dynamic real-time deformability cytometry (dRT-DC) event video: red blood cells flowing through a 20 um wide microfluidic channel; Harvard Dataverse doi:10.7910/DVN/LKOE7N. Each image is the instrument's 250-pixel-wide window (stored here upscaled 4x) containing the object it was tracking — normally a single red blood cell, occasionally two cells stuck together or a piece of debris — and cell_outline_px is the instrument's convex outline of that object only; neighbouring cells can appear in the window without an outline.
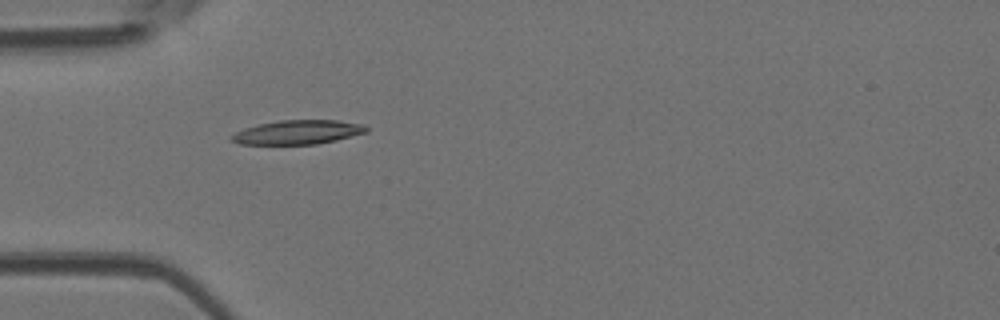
{"species": "Egyptian fruit bat (a non-hibernating species)", "species_latin": "Rousettus aegyptiacus", "temperature_condition": "room temperature", "stored_images_in_passage": 4, "camera_frame_rate_fps": 3000, "um_per_image_px": 0.085, "animal": {"sex": "female"}, "frame": {"image": 1, "passage_image": 1, "time_ms": 0.0, "image_size_px": [1000, 320], "cell_outline_px": [[368, 132], [336, 140], [316, 144], [240, 144], [232, 140], [228, 136], [244, 128], [260, 124], [280, 120], [336, 120], [364, 124], [368, 128]], "centroid_in_image_um": [25.33, 11.23], "position_along_channel_um": 59.7, "area_um2": 18.9}}
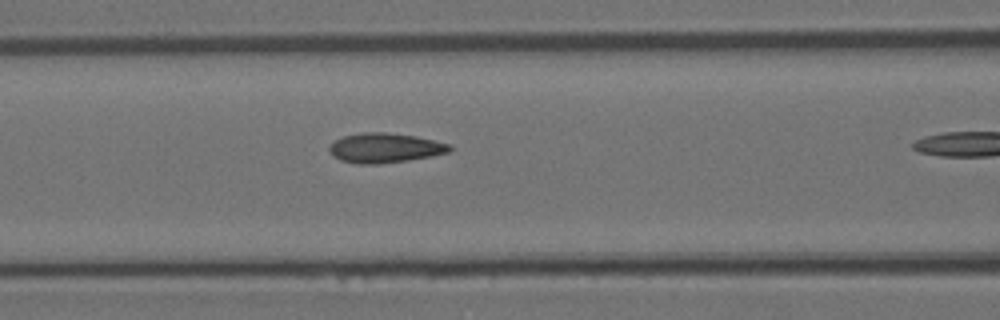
{"frame": {"image": 2, "passage_image": 3, "time_ms": 0.667, "image_size_px": [1000, 320], "cell_outline_px": [[452, 148], [448, 152], [432, 156], [408, 160], [380, 164], [356, 164], [340, 160], [332, 156], [328, 148], [336, 140], [344, 136], [360, 132], [388, 132], [416, 136], [452, 144]], "centroid_in_image_um": [32.72, 12.57], "position_along_channel_um": 133.9, "area_um2": 20.98}}